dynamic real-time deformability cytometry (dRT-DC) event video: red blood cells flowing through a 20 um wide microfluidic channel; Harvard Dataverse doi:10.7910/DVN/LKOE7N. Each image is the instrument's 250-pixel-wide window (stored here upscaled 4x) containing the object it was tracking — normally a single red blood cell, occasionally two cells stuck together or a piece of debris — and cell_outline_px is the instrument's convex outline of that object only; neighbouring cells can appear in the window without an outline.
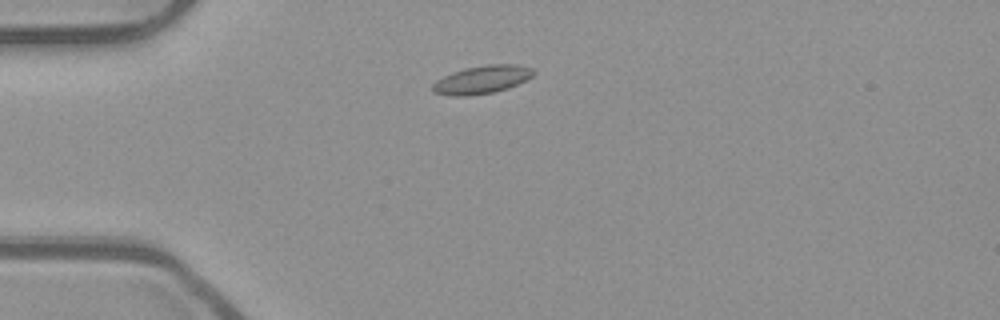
{"species": "common noctule bat (a hibernating species)", "species_latin": "Nyctalus noctula", "temperature_condition": "room temperature", "stored_images_in_passage": 34, "camera_frame_rate_fps": 3000, "um_per_image_px": 0.085, "animal": {"sex": "male", "body_mass_g": 23.1, "forearm_length_mm": 52.7}, "frame": {"image": 1, "passage_image": 1, "time_ms": 0.0, "image_size_px": [1000, 320], "cell_outline_px": [[536, 72], [532, 76], [508, 88], [492, 92], [468, 96], [452, 96], [432, 92], [432, 84], [436, 80], [452, 72], [464, 68], [488, 64], [520, 64], [532, 68]], "centroid_in_image_um": [40.95, 6.76], "position_along_channel_um": 44.1, "area_um2": 16.53}}
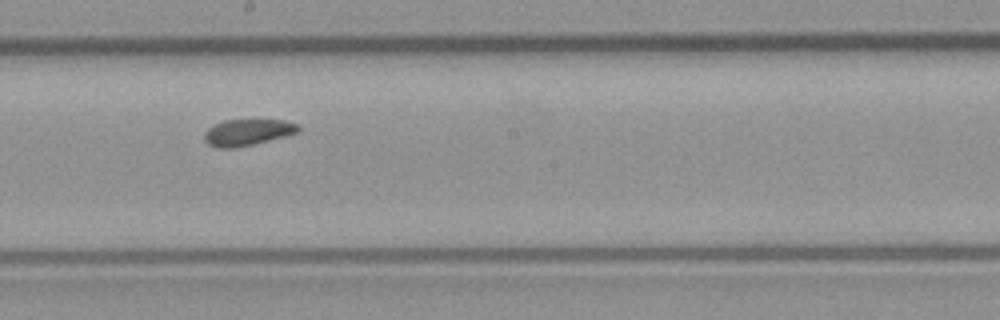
{"frame": {"image": 2, "passage_image": 17, "time_ms": 5.333, "image_size_px": [1000, 320], "cell_outline_px": [[300, 132], [236, 148], [216, 148], [208, 144], [204, 140], [204, 132], [208, 128], [224, 120], [284, 120], [296, 124], [300, 128]], "centroid_in_image_um": [21.01, 11.25], "position_along_channel_um": 227.2, "area_um2": 14.33}}
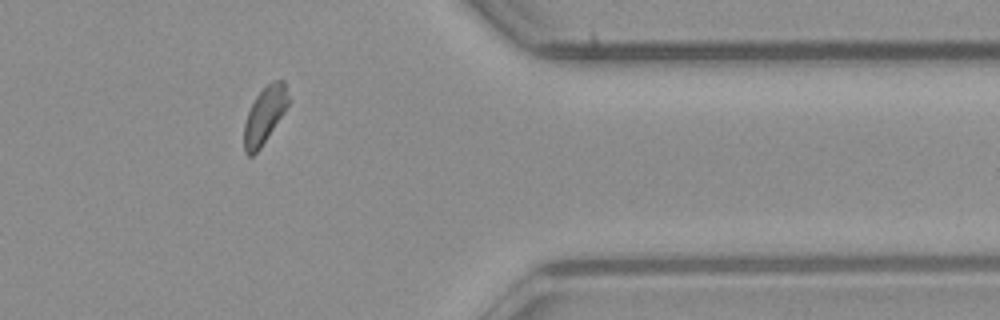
{"frame": {"image": 3, "passage_image": 31, "time_ms": 10.0, "image_size_px": [1000, 320], "cell_outline_px": [[288, 104], [284, 112], [260, 148], [252, 156], [248, 156], [244, 152], [244, 124], [248, 112], [256, 96], [272, 80], [284, 80], [288, 96]], "centroid_in_image_um": [22.48, 9.8], "position_along_channel_um": 388.9, "area_um2": 14.33}, "authors_computed_cell_mechanics": {"area_um2": 14.8546, "velocity_mm_per_s": 3.868, "shape_relaxation_time_tau1_ms": 1.523, "shape_relaxation_time_tau2_ms": 3.6878, "deformation_change_tau1": 0.0406, "deformation_change_tau2": 0.078}}